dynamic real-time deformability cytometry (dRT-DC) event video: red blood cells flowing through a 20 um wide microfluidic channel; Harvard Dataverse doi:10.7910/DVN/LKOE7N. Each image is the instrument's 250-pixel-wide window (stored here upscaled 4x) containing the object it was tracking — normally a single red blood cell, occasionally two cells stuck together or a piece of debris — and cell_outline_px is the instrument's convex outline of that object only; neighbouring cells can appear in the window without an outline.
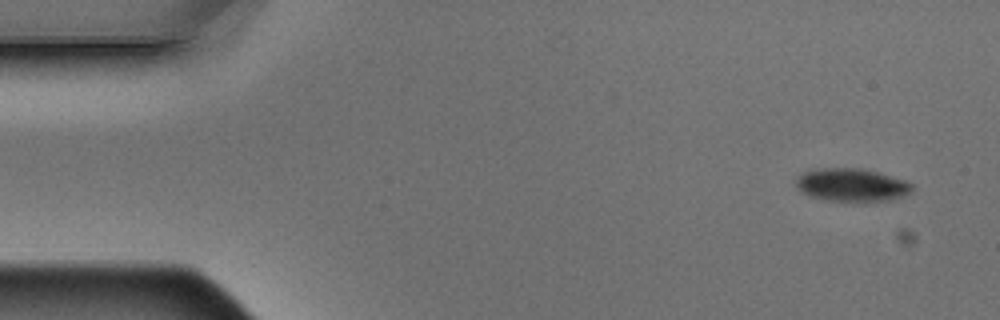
{"species": "Egyptian fruit bat (a non-hibernating species)", "species_latin": "Rousettus aegyptiacus", "temperature_condition": "warm", "stored_images_in_passage": 4, "camera_frame_rate_fps": 3000, "um_per_image_px": 0.085, "animal": {"sex": "male"}, "frame": {"image": 1, "passage_image": 1, "time_ms": 0.0, "image_size_px": [1000, 320], "cell_outline_px": [[912, 192], [904, 196], [892, 200], [864, 204], [856, 204], [824, 200], [808, 196], [800, 192], [796, 188], [796, 176], [804, 172], [816, 168], [860, 168], [876, 172], [904, 180], [912, 184]], "centroid_in_image_um": [72.37, 15.78], "position_along_channel_um": 12.6, "area_um2": 23.35}}
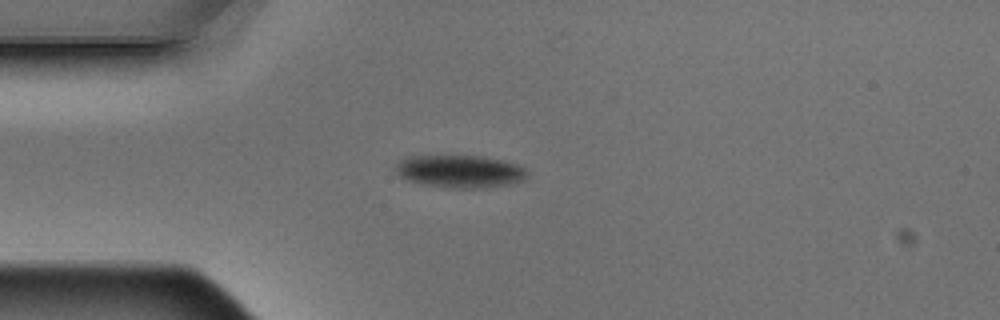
{"frame": {"image": 2, "passage_image": 4, "time_ms": 1.0, "image_size_px": [1000, 320], "cell_outline_px": [[528, 172], [524, 180], [492, 188], [452, 188], [420, 184], [408, 180], [400, 176], [396, 172], [396, 164], [400, 160], [408, 156], [484, 156], [516, 164], [524, 168]], "centroid_in_image_um": [39.09, 14.58], "position_along_channel_um": 45.9, "area_um2": 25.09}}